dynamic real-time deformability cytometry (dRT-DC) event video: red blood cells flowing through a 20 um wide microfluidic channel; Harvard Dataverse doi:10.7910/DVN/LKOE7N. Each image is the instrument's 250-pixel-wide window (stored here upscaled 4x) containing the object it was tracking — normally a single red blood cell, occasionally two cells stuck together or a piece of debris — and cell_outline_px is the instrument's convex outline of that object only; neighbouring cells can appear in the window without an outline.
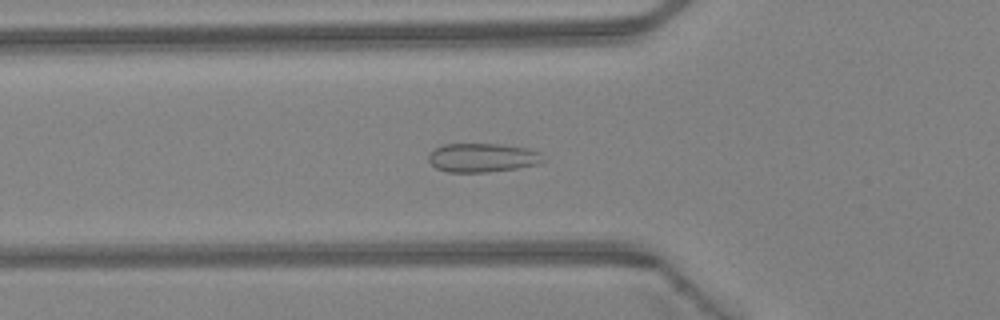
{"species": "Egyptian fruit bat (a non-hibernating species)", "species_latin": "Rousettus aegyptiacus", "temperature_condition": "warm", "stored_images_in_passage": 36, "camera_frame_rate_fps": 3000, "um_per_image_px": 0.085, "animal": {"sex": "female"}, "frame": {"image": 1, "passage_image": 6, "time_ms": 1.667, "image_size_px": [1000, 320], "cell_outline_px": [[544, 160], [536, 164], [516, 168], [488, 172], [448, 172], [436, 168], [428, 160], [428, 156], [436, 148], [444, 144], [500, 144], [528, 148], [540, 152]], "centroid_in_image_um": [41.0, 13.4], "position_along_channel_um": 84.8, "area_um2": 19.13}}
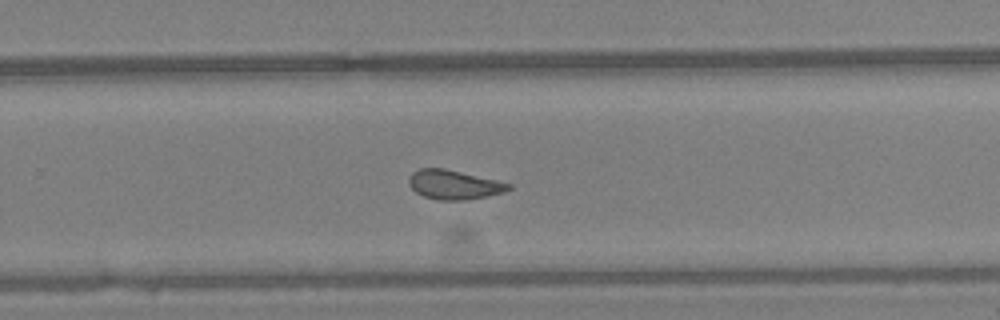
{"frame": {"image": 2, "passage_image": 20, "time_ms": 6.333, "image_size_px": [1000, 320], "cell_outline_px": [[512, 188], [504, 192], [464, 200], [436, 200], [424, 196], [416, 192], [408, 184], [408, 180], [412, 172], [420, 168], [444, 168], [496, 180], [512, 184]], "centroid_in_image_um": [38.56, 15.69], "position_along_channel_um": 291.2, "area_um2": 16.88}}
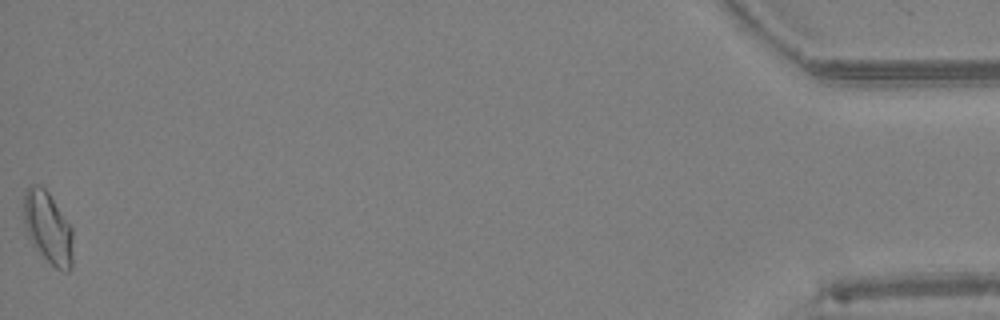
{"frame": {"image": 3, "passage_image": 36, "time_ms": 11.667, "image_size_px": [1000, 320], "cell_outline_px": [[72, 268], [68, 272], [64, 272], [56, 268], [32, 244], [24, 228], [24, 192], [32, 184], [40, 184], [48, 192], [72, 228]], "centroid_in_image_um": [4.07, 19.35], "position_along_channel_um": 431.1, "area_um2": 20.52}, "authors_computed_cell_mechanics": {"area_um2": 17.4267, "velocity_mm_per_s": 4.4353, "shape_relaxation_time_tau1_ms": null, "shape_relaxation_time_tau2_ms": 0.8311, "deformation_change_tau1": null, "deformation_change_tau2": 0.0456}}